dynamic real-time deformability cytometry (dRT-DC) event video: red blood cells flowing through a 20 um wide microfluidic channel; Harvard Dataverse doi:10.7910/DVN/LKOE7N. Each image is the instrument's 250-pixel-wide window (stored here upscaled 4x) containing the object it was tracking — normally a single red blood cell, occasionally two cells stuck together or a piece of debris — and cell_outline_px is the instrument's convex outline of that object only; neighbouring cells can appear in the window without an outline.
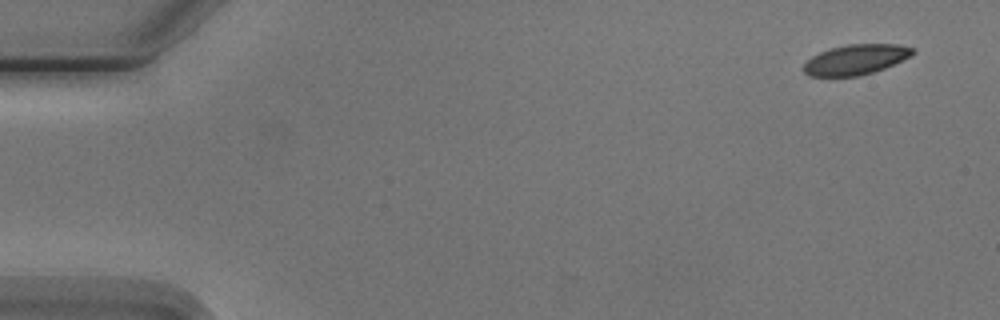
{"species": "Egyptian fruit bat (a non-hibernating species)", "species_latin": "Rousettus aegyptiacus", "temperature_condition": "cold", "stored_images_in_passage": 5, "camera_frame_rate_fps": 3000, "um_per_image_px": 0.085, "animal": {"sex": "male"}, "frame": {"image": 1, "passage_image": 1, "time_ms": 0.0, "image_size_px": [1000, 320], "cell_outline_px": [[916, 52], [884, 68], [872, 72], [856, 76], [808, 76], [804, 72], [804, 64], [812, 56], [820, 52], [832, 48], [848, 44], [896, 44], [912, 48]], "centroid_in_image_um": [72.7, 5.06], "position_along_channel_um": 12.3, "area_um2": 18.73}}
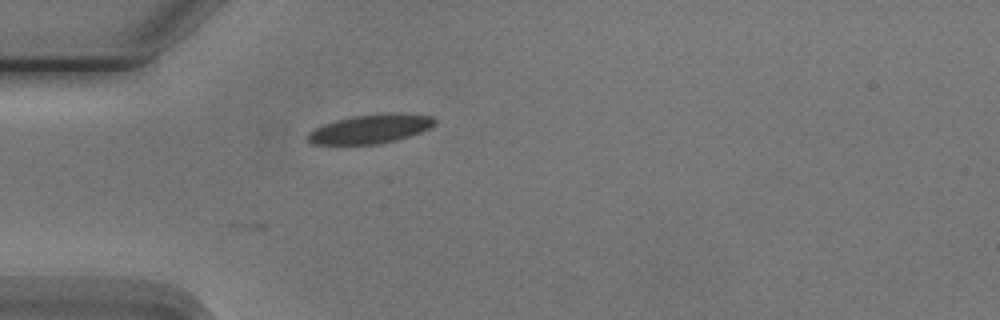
{"frame": {"image": 2, "passage_image": 5, "time_ms": 4.333, "image_size_px": [1000, 320], "cell_outline_px": [[436, 124], [420, 132], [396, 140], [376, 144], [312, 144], [308, 140], [308, 132], [324, 124], [336, 120], [352, 116], [380, 112], [396, 112], [432, 116], [436, 120]], "centroid_in_image_um": [31.51, 10.93], "position_along_channel_um": 53.5, "area_um2": 21.5}}